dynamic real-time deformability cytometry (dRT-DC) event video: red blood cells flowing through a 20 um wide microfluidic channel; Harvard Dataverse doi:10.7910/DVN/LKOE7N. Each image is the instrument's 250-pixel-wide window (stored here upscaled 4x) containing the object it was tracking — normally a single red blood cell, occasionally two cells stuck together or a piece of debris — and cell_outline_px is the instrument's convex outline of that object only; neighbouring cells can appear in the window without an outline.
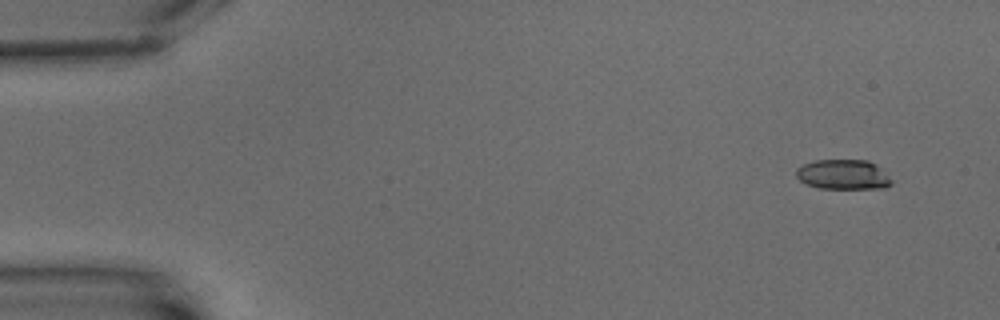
{"species": "common noctule bat (a hibernating species)", "species_latin": "Nyctalus noctula", "temperature_condition": "warm", "stored_images_in_passage": 5, "camera_frame_rate_fps": 3000, "um_per_image_px": 0.085, "animal": {"sex": "male", "body_mass_g": 15.6}, "frame": {"image": 1, "passage_image": 1, "time_ms": 0.0, "image_size_px": [1000, 320], "cell_outline_px": [[892, 184], [884, 188], [820, 188], [808, 184], [800, 180], [796, 176], [796, 168], [804, 164], [816, 160], [868, 160], [876, 164], [892, 180]], "centroid_in_image_um": [71.68, 14.83], "position_along_channel_um": 13.3, "area_um2": 16.47}}
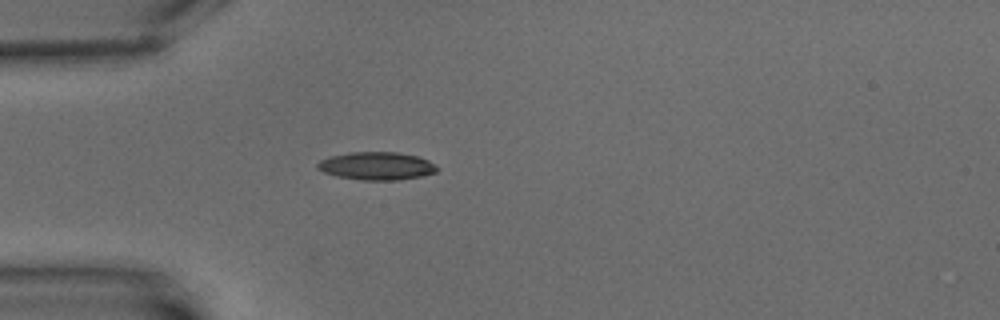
{"frame": {"image": 2, "passage_image": 5, "time_ms": 4.667, "image_size_px": [1000, 320], "cell_outline_px": [[440, 168], [436, 172], [424, 176], [396, 180], [360, 180], [336, 176], [324, 172], [316, 168], [316, 164], [320, 160], [328, 156], [348, 152], [396, 152], [416, 156], [428, 160]], "centroid_in_image_um": [31.99, 14.11], "position_along_channel_um": 53.0, "area_um2": 19.65}}